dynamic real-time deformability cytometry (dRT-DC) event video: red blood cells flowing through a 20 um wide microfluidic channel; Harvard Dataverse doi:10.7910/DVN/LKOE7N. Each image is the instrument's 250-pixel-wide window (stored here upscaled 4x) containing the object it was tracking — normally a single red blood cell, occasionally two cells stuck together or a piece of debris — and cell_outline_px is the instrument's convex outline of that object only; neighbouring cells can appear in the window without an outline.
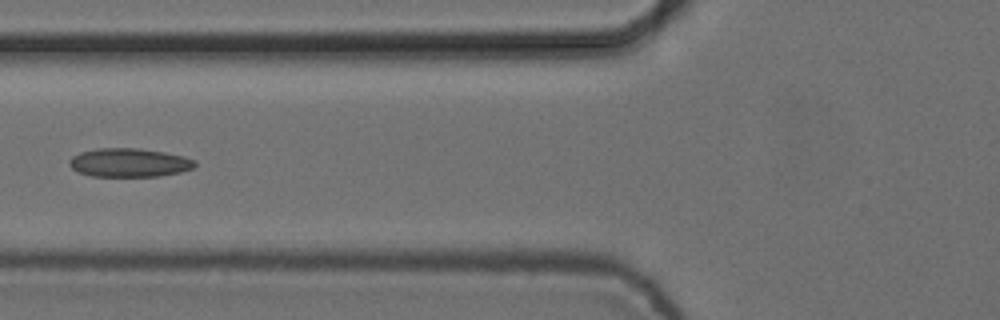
{"species": "common noctule bat (a hibernating species)", "species_latin": "Nyctalus noctula", "temperature_condition": "cold", "stored_images_in_passage": 7, "camera_frame_rate_fps": 3000, "um_per_image_px": 0.085, "animal": {"sex": "female", "body_mass_g": 24.6, "forearm_length_mm": 56.2}, "frame": {"image": 1, "passage_image": 7, "time_ms": 2.0, "image_size_px": [1000, 320], "cell_outline_px": [[196, 164], [192, 168], [180, 172], [160, 176], [92, 176], [76, 172], [68, 164], [68, 160], [72, 156], [80, 152], [96, 148], [140, 148], [164, 152], [184, 156], [196, 160]], "centroid_in_image_um": [10.95, 13.82], "position_along_channel_um": 114.8, "area_um2": 21.15}}